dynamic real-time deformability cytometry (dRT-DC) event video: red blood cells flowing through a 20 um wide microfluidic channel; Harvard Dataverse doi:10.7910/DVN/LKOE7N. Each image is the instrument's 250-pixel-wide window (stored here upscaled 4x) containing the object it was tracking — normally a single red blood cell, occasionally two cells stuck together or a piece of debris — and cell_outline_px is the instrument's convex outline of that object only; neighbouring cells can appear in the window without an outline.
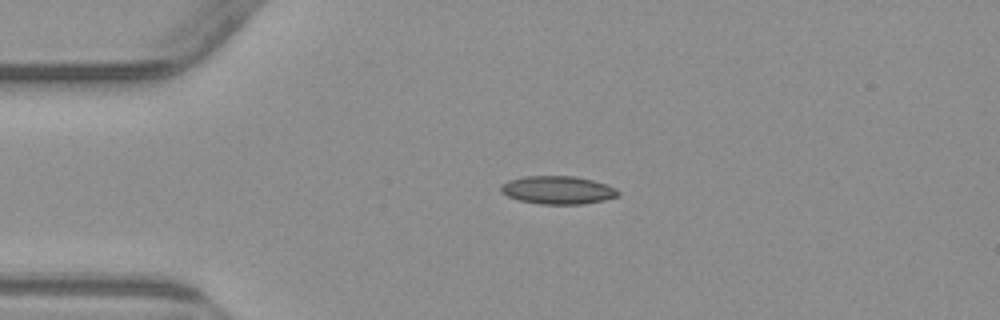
{"species": "common noctule bat (a hibernating species)", "species_latin": "Nyctalus noctula", "temperature_condition": "warm", "stored_images_in_passage": 1, "camera_frame_rate_fps": 3000, "um_per_image_px": 0.085, "animal": {"sex": "male", "body_mass_g": 23.1, "forearm_length_mm": 52.7}, "frame": {"image": 1, "passage_image": 1, "time_ms": 0.0, "image_size_px": [1000, 320], "cell_outline_px": [[620, 196], [604, 200], [580, 204], [540, 204], [520, 200], [508, 196], [500, 192], [500, 184], [508, 180], [524, 176], [576, 176], [592, 180], [616, 188], [620, 192]], "centroid_in_image_um": [47.4, 16.15], "position_along_channel_um": 37.6, "area_um2": 19.25}}